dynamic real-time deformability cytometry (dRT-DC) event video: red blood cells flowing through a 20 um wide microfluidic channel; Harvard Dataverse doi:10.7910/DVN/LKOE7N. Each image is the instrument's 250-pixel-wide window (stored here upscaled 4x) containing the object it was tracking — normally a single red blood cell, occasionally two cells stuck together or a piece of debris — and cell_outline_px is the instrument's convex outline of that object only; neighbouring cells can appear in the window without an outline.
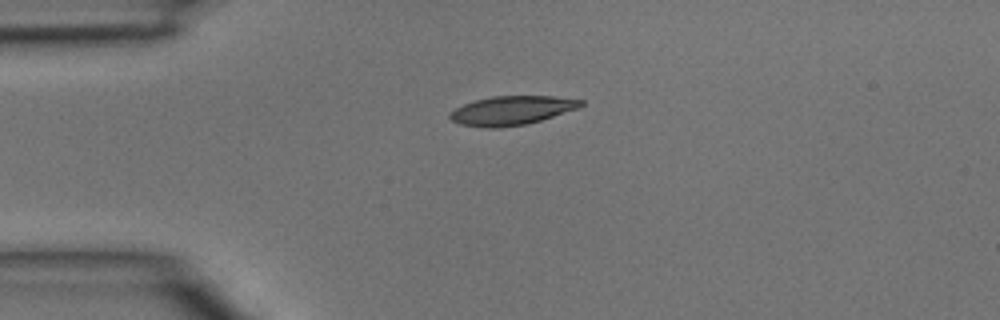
{"species": "common noctule bat (a hibernating species)", "species_latin": "Nyctalus noctula", "temperature_condition": "room temperature", "stored_images_in_passage": 5, "camera_frame_rate_fps": 3000, "um_per_image_px": 0.085, "animal": {"sex": "male", "body_mass_g": 15.6}, "frame": {"image": 1, "passage_image": 5, "time_ms": 1.333, "image_size_px": [1000, 320], "cell_outline_px": [[584, 104], [580, 108], [528, 124], [496, 128], [488, 128], [460, 124], [452, 120], [448, 116], [448, 112], [464, 104], [476, 100], [492, 96], [552, 96], [584, 100]], "centroid_in_image_um": [43.51, 9.39], "position_along_channel_um": 41.5, "area_um2": 22.2}}